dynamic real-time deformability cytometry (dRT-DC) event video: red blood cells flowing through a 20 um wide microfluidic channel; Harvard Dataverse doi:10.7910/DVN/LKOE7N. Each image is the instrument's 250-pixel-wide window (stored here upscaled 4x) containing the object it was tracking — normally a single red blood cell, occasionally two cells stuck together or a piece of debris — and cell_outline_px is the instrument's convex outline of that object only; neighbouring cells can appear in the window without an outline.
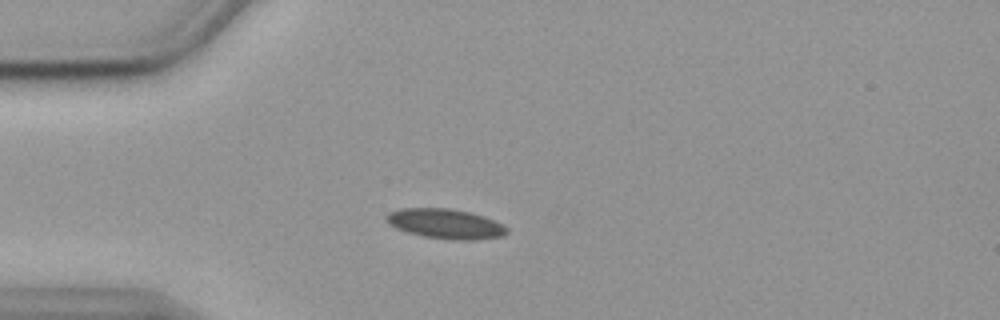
{"species": "common noctule bat (a hibernating species)", "species_latin": "Nyctalus noctula", "temperature_condition": "cold", "stored_images_in_passage": 43, "camera_frame_rate_fps": 3000, "um_per_image_px": 0.085, "animal": {"sex": "female", "body_mass_g": 19.9}, "frame": {"image": 1, "passage_image": 1, "time_ms": 0.0, "image_size_px": [1000, 320], "cell_outline_px": [[508, 232], [504, 236], [476, 240], [456, 240], [424, 236], [408, 232], [396, 228], [388, 224], [384, 216], [388, 212], [400, 208], [448, 208], [472, 212], [484, 216], [508, 228]], "centroid_in_image_um": [37.85, 19.01], "position_along_channel_um": 47.2, "area_um2": 21.04}}
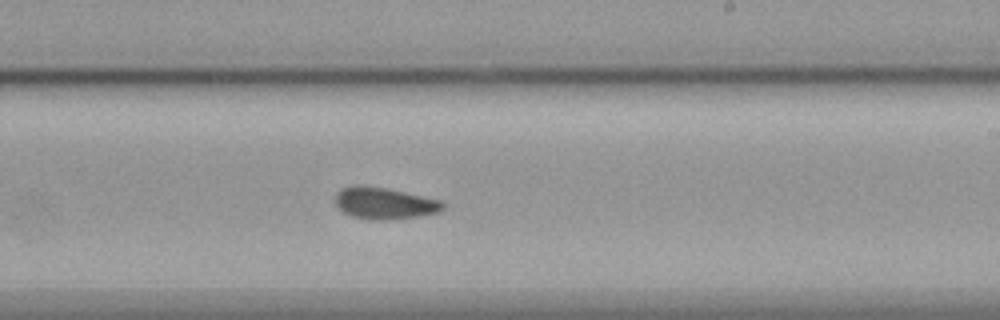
{"frame": {"image": 2, "passage_image": 20, "time_ms": 6.333, "image_size_px": [1000, 320], "cell_outline_px": [[444, 208], [440, 212], [420, 216], [384, 220], [368, 220], [352, 216], [344, 212], [336, 204], [336, 192], [340, 188], [352, 184], [364, 184], [388, 188], [440, 200], [444, 204]], "centroid_in_image_um": [32.65, 17.25], "position_along_channel_um": 256.4, "area_um2": 20.17}}
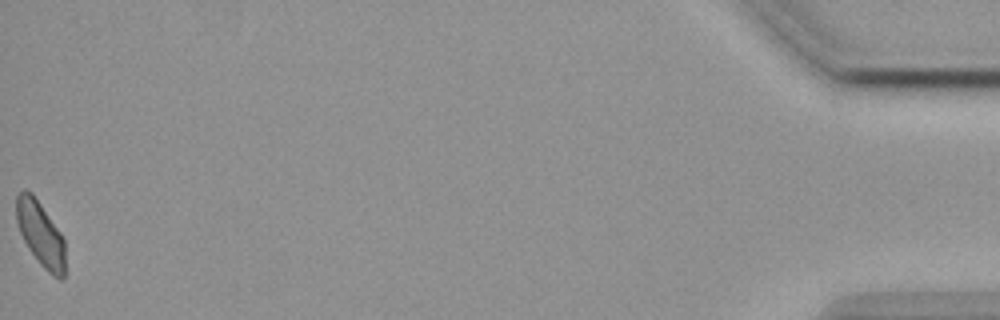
{"frame": {"image": 3, "passage_image": 43, "time_ms": 14.0, "image_size_px": [1000, 320], "cell_outline_px": [[64, 276], [60, 280], [52, 276], [40, 264], [28, 248], [20, 232], [16, 220], [16, 196], [24, 188], [32, 192], [60, 232], [64, 240]], "centroid_in_image_um": [3.43, 19.87], "position_along_channel_um": 431.8, "area_um2": 18.32}, "authors_computed_cell_mechanics": {"area_um2": 19.652, "velocity_mm_per_s": 3.5493, "shape_relaxation_time_tau1_ms": null, "shape_relaxation_time_tau2_ms": 2.5584, "deformation_change_tau1": null, "deformation_change_tau2": 0.0694}}